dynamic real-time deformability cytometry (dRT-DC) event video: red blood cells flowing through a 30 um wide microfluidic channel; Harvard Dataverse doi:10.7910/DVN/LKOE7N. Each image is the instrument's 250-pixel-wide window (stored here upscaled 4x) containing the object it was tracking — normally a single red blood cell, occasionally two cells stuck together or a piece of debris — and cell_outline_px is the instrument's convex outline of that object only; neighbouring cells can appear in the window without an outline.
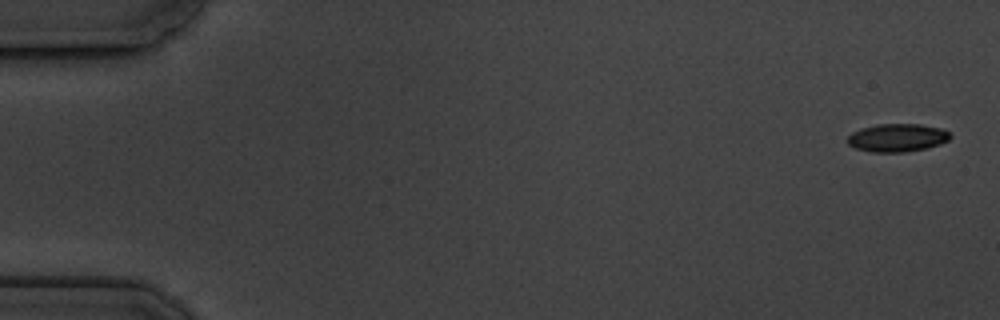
{"species": "common noctule bat (a hibernating species)", "species_latin": "Nyctalus noctula", "temperature_condition": "cold", "stored_images_in_passage": 6, "camera_frame_rate_fps": 3000, "um_per_image_px": 0.085, "animal": {"sex": "male", "body_mass_g": 19.5, "forearm_length_mm": 54.6}, "frame": {"image": 1, "passage_image": 1, "time_ms": 0.0, "image_size_px": [1000, 320], "cell_outline_px": [[952, 136], [948, 140], [940, 144], [928, 148], [904, 152], [872, 152], [856, 148], [848, 144], [848, 136], [852, 132], [860, 128], [876, 124], [920, 124], [940, 128], [948, 132]], "centroid_in_image_um": [76.26, 11.7], "position_along_channel_um": 8.7, "area_um2": 16.82}}
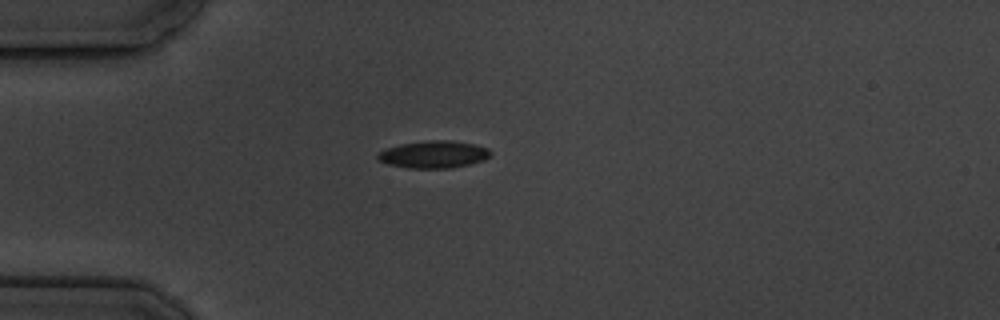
{"frame": {"image": 2, "passage_image": 5, "time_ms": 4.667, "image_size_px": [1000, 320], "cell_outline_px": [[492, 152], [484, 160], [452, 168], [408, 168], [388, 164], [380, 160], [376, 156], [380, 152], [388, 148], [400, 144], [428, 140], [452, 140], [472, 144], [488, 148]], "centroid_in_image_um": [36.87, 13.12], "position_along_channel_um": 48.1, "area_um2": 17.74}}